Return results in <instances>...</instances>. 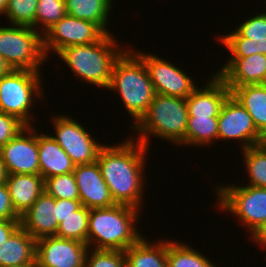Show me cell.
I'll return each instance as SVG.
<instances>
[{"mask_svg":"<svg viewBox=\"0 0 266 267\" xmlns=\"http://www.w3.org/2000/svg\"><path fill=\"white\" fill-rule=\"evenodd\" d=\"M7 177H8V172H7V169L3 163L1 153H0V185L6 184Z\"/></svg>","mask_w":266,"mask_h":267,"instance_id":"obj_40","label":"cell"},{"mask_svg":"<svg viewBox=\"0 0 266 267\" xmlns=\"http://www.w3.org/2000/svg\"><path fill=\"white\" fill-rule=\"evenodd\" d=\"M0 220H20L12 206L6 184L0 185Z\"/></svg>","mask_w":266,"mask_h":267,"instance_id":"obj_35","label":"cell"},{"mask_svg":"<svg viewBox=\"0 0 266 267\" xmlns=\"http://www.w3.org/2000/svg\"><path fill=\"white\" fill-rule=\"evenodd\" d=\"M108 89L120 94L134 125L146 113L156 94L144 61L130 48L115 61Z\"/></svg>","mask_w":266,"mask_h":267,"instance_id":"obj_4","label":"cell"},{"mask_svg":"<svg viewBox=\"0 0 266 267\" xmlns=\"http://www.w3.org/2000/svg\"><path fill=\"white\" fill-rule=\"evenodd\" d=\"M19 227L20 220H0V244L6 241Z\"/></svg>","mask_w":266,"mask_h":267,"instance_id":"obj_37","label":"cell"},{"mask_svg":"<svg viewBox=\"0 0 266 267\" xmlns=\"http://www.w3.org/2000/svg\"><path fill=\"white\" fill-rule=\"evenodd\" d=\"M89 247L72 239L46 236L36 240L35 267H85Z\"/></svg>","mask_w":266,"mask_h":267,"instance_id":"obj_13","label":"cell"},{"mask_svg":"<svg viewBox=\"0 0 266 267\" xmlns=\"http://www.w3.org/2000/svg\"><path fill=\"white\" fill-rule=\"evenodd\" d=\"M44 189L55 199L79 200L78 186L73 172L44 179Z\"/></svg>","mask_w":266,"mask_h":267,"instance_id":"obj_32","label":"cell"},{"mask_svg":"<svg viewBox=\"0 0 266 267\" xmlns=\"http://www.w3.org/2000/svg\"><path fill=\"white\" fill-rule=\"evenodd\" d=\"M6 186L15 212L23 215L45 191L40 174H8Z\"/></svg>","mask_w":266,"mask_h":267,"instance_id":"obj_22","label":"cell"},{"mask_svg":"<svg viewBox=\"0 0 266 267\" xmlns=\"http://www.w3.org/2000/svg\"><path fill=\"white\" fill-rule=\"evenodd\" d=\"M259 246L266 249V223L251 237Z\"/></svg>","mask_w":266,"mask_h":267,"instance_id":"obj_38","label":"cell"},{"mask_svg":"<svg viewBox=\"0 0 266 267\" xmlns=\"http://www.w3.org/2000/svg\"><path fill=\"white\" fill-rule=\"evenodd\" d=\"M123 46L108 33L92 44L65 47L56 56L61 57L79 80L107 89L114 63L126 50Z\"/></svg>","mask_w":266,"mask_h":267,"instance_id":"obj_3","label":"cell"},{"mask_svg":"<svg viewBox=\"0 0 266 267\" xmlns=\"http://www.w3.org/2000/svg\"><path fill=\"white\" fill-rule=\"evenodd\" d=\"M90 209L83 205L59 223L56 237L77 240L87 244Z\"/></svg>","mask_w":266,"mask_h":267,"instance_id":"obj_29","label":"cell"},{"mask_svg":"<svg viewBox=\"0 0 266 267\" xmlns=\"http://www.w3.org/2000/svg\"><path fill=\"white\" fill-rule=\"evenodd\" d=\"M66 14L65 0H38L36 31L39 29L38 32L43 35Z\"/></svg>","mask_w":266,"mask_h":267,"instance_id":"obj_31","label":"cell"},{"mask_svg":"<svg viewBox=\"0 0 266 267\" xmlns=\"http://www.w3.org/2000/svg\"><path fill=\"white\" fill-rule=\"evenodd\" d=\"M215 192L218 195L215 206L234 214L242 227L248 228L249 239L266 223V188L218 183Z\"/></svg>","mask_w":266,"mask_h":267,"instance_id":"obj_7","label":"cell"},{"mask_svg":"<svg viewBox=\"0 0 266 267\" xmlns=\"http://www.w3.org/2000/svg\"><path fill=\"white\" fill-rule=\"evenodd\" d=\"M216 74L230 90L244 85L264 84L266 55L258 53L248 57H230Z\"/></svg>","mask_w":266,"mask_h":267,"instance_id":"obj_17","label":"cell"},{"mask_svg":"<svg viewBox=\"0 0 266 267\" xmlns=\"http://www.w3.org/2000/svg\"><path fill=\"white\" fill-rule=\"evenodd\" d=\"M136 207L115 204L107 208L90 209L87 245L95 250L125 251L134 245L142 234L136 227L140 220ZM138 230V231H137Z\"/></svg>","mask_w":266,"mask_h":267,"instance_id":"obj_2","label":"cell"},{"mask_svg":"<svg viewBox=\"0 0 266 267\" xmlns=\"http://www.w3.org/2000/svg\"><path fill=\"white\" fill-rule=\"evenodd\" d=\"M55 216V198L44 191L20 216V226L36 240L46 236H55L59 226Z\"/></svg>","mask_w":266,"mask_h":267,"instance_id":"obj_19","label":"cell"},{"mask_svg":"<svg viewBox=\"0 0 266 267\" xmlns=\"http://www.w3.org/2000/svg\"><path fill=\"white\" fill-rule=\"evenodd\" d=\"M129 138V139H128ZM117 145L104 144L98 152L97 163L112 199L141 209L145 186V160L148 148L138 140L128 137ZM144 181V182H143Z\"/></svg>","mask_w":266,"mask_h":267,"instance_id":"obj_1","label":"cell"},{"mask_svg":"<svg viewBox=\"0 0 266 267\" xmlns=\"http://www.w3.org/2000/svg\"><path fill=\"white\" fill-rule=\"evenodd\" d=\"M12 26L0 27V55L15 70L40 72V67L48 61L41 33L29 26Z\"/></svg>","mask_w":266,"mask_h":267,"instance_id":"obj_8","label":"cell"},{"mask_svg":"<svg viewBox=\"0 0 266 267\" xmlns=\"http://www.w3.org/2000/svg\"><path fill=\"white\" fill-rule=\"evenodd\" d=\"M187 243L167 238L168 267H216L213 261Z\"/></svg>","mask_w":266,"mask_h":267,"instance_id":"obj_26","label":"cell"},{"mask_svg":"<svg viewBox=\"0 0 266 267\" xmlns=\"http://www.w3.org/2000/svg\"><path fill=\"white\" fill-rule=\"evenodd\" d=\"M230 91L251 115L255 127L266 140V85H244L234 87Z\"/></svg>","mask_w":266,"mask_h":267,"instance_id":"obj_23","label":"cell"},{"mask_svg":"<svg viewBox=\"0 0 266 267\" xmlns=\"http://www.w3.org/2000/svg\"><path fill=\"white\" fill-rule=\"evenodd\" d=\"M40 76L42 77L41 73L37 71L15 69L10 74L2 76L0 112L15 116L26 126H34L30 110H33L35 99L41 100L45 95Z\"/></svg>","mask_w":266,"mask_h":267,"instance_id":"obj_6","label":"cell"},{"mask_svg":"<svg viewBox=\"0 0 266 267\" xmlns=\"http://www.w3.org/2000/svg\"><path fill=\"white\" fill-rule=\"evenodd\" d=\"M105 34L97 24L66 14L42 35L43 50L48 60L51 52L58 54L65 47L92 44Z\"/></svg>","mask_w":266,"mask_h":267,"instance_id":"obj_10","label":"cell"},{"mask_svg":"<svg viewBox=\"0 0 266 267\" xmlns=\"http://www.w3.org/2000/svg\"><path fill=\"white\" fill-rule=\"evenodd\" d=\"M34 127L26 126L0 149L8 174H40L37 129Z\"/></svg>","mask_w":266,"mask_h":267,"instance_id":"obj_14","label":"cell"},{"mask_svg":"<svg viewBox=\"0 0 266 267\" xmlns=\"http://www.w3.org/2000/svg\"><path fill=\"white\" fill-rule=\"evenodd\" d=\"M54 125V135L51 137L67 153L75 165L91 164L96 162L98 152L104 143L98 142L90 135L78 120L71 116L56 115L51 118ZM86 129V130H85Z\"/></svg>","mask_w":266,"mask_h":267,"instance_id":"obj_9","label":"cell"},{"mask_svg":"<svg viewBox=\"0 0 266 267\" xmlns=\"http://www.w3.org/2000/svg\"><path fill=\"white\" fill-rule=\"evenodd\" d=\"M249 183L247 185L266 188V142L243 149Z\"/></svg>","mask_w":266,"mask_h":267,"instance_id":"obj_28","label":"cell"},{"mask_svg":"<svg viewBox=\"0 0 266 267\" xmlns=\"http://www.w3.org/2000/svg\"><path fill=\"white\" fill-rule=\"evenodd\" d=\"M36 239L21 226L0 244V267H35Z\"/></svg>","mask_w":266,"mask_h":267,"instance_id":"obj_20","label":"cell"},{"mask_svg":"<svg viewBox=\"0 0 266 267\" xmlns=\"http://www.w3.org/2000/svg\"><path fill=\"white\" fill-rule=\"evenodd\" d=\"M112 3V0H65L67 14L97 24L106 34H111L106 26L113 11Z\"/></svg>","mask_w":266,"mask_h":267,"instance_id":"obj_25","label":"cell"},{"mask_svg":"<svg viewBox=\"0 0 266 267\" xmlns=\"http://www.w3.org/2000/svg\"><path fill=\"white\" fill-rule=\"evenodd\" d=\"M89 251L86 254L85 267H127L124 251L90 248Z\"/></svg>","mask_w":266,"mask_h":267,"instance_id":"obj_33","label":"cell"},{"mask_svg":"<svg viewBox=\"0 0 266 267\" xmlns=\"http://www.w3.org/2000/svg\"><path fill=\"white\" fill-rule=\"evenodd\" d=\"M82 206L80 200L55 199L56 219L58 224Z\"/></svg>","mask_w":266,"mask_h":267,"instance_id":"obj_36","label":"cell"},{"mask_svg":"<svg viewBox=\"0 0 266 267\" xmlns=\"http://www.w3.org/2000/svg\"><path fill=\"white\" fill-rule=\"evenodd\" d=\"M124 254L127 267H168L166 239L152 243L142 236Z\"/></svg>","mask_w":266,"mask_h":267,"instance_id":"obj_24","label":"cell"},{"mask_svg":"<svg viewBox=\"0 0 266 267\" xmlns=\"http://www.w3.org/2000/svg\"><path fill=\"white\" fill-rule=\"evenodd\" d=\"M218 139L237 140L241 150L266 142L251 115L232 95L226 99L218 115Z\"/></svg>","mask_w":266,"mask_h":267,"instance_id":"obj_12","label":"cell"},{"mask_svg":"<svg viewBox=\"0 0 266 267\" xmlns=\"http://www.w3.org/2000/svg\"><path fill=\"white\" fill-rule=\"evenodd\" d=\"M14 69L7 62V60L0 55V78L10 74Z\"/></svg>","mask_w":266,"mask_h":267,"instance_id":"obj_39","label":"cell"},{"mask_svg":"<svg viewBox=\"0 0 266 267\" xmlns=\"http://www.w3.org/2000/svg\"><path fill=\"white\" fill-rule=\"evenodd\" d=\"M37 143L40 175L43 179L74 171L75 164L50 134L37 131Z\"/></svg>","mask_w":266,"mask_h":267,"instance_id":"obj_21","label":"cell"},{"mask_svg":"<svg viewBox=\"0 0 266 267\" xmlns=\"http://www.w3.org/2000/svg\"><path fill=\"white\" fill-rule=\"evenodd\" d=\"M9 0H0V14L4 15L7 5H8Z\"/></svg>","mask_w":266,"mask_h":267,"instance_id":"obj_41","label":"cell"},{"mask_svg":"<svg viewBox=\"0 0 266 267\" xmlns=\"http://www.w3.org/2000/svg\"><path fill=\"white\" fill-rule=\"evenodd\" d=\"M25 127L15 116L0 112V149Z\"/></svg>","mask_w":266,"mask_h":267,"instance_id":"obj_34","label":"cell"},{"mask_svg":"<svg viewBox=\"0 0 266 267\" xmlns=\"http://www.w3.org/2000/svg\"><path fill=\"white\" fill-rule=\"evenodd\" d=\"M188 117L186 99L155 94L146 113L135 125L129 127L139 135L134 139L148 149L151 136L181 146L186 136Z\"/></svg>","mask_w":266,"mask_h":267,"instance_id":"obj_5","label":"cell"},{"mask_svg":"<svg viewBox=\"0 0 266 267\" xmlns=\"http://www.w3.org/2000/svg\"><path fill=\"white\" fill-rule=\"evenodd\" d=\"M214 140L218 141V117H188L186 136L181 145L207 147Z\"/></svg>","mask_w":266,"mask_h":267,"instance_id":"obj_27","label":"cell"},{"mask_svg":"<svg viewBox=\"0 0 266 267\" xmlns=\"http://www.w3.org/2000/svg\"><path fill=\"white\" fill-rule=\"evenodd\" d=\"M81 204L87 209L107 208L116 203L111 197L109 187L102 177L99 164L75 165L73 171Z\"/></svg>","mask_w":266,"mask_h":267,"instance_id":"obj_16","label":"cell"},{"mask_svg":"<svg viewBox=\"0 0 266 267\" xmlns=\"http://www.w3.org/2000/svg\"><path fill=\"white\" fill-rule=\"evenodd\" d=\"M206 86L196 88L186 98L188 115L194 117H218L226 99L231 95L225 82L214 73Z\"/></svg>","mask_w":266,"mask_h":267,"instance_id":"obj_18","label":"cell"},{"mask_svg":"<svg viewBox=\"0 0 266 267\" xmlns=\"http://www.w3.org/2000/svg\"><path fill=\"white\" fill-rule=\"evenodd\" d=\"M38 0H9L4 15L10 25L29 26L36 30Z\"/></svg>","mask_w":266,"mask_h":267,"instance_id":"obj_30","label":"cell"},{"mask_svg":"<svg viewBox=\"0 0 266 267\" xmlns=\"http://www.w3.org/2000/svg\"><path fill=\"white\" fill-rule=\"evenodd\" d=\"M238 25L234 31L219 38V43L229 50V57H248L258 53L266 55V11Z\"/></svg>","mask_w":266,"mask_h":267,"instance_id":"obj_15","label":"cell"},{"mask_svg":"<svg viewBox=\"0 0 266 267\" xmlns=\"http://www.w3.org/2000/svg\"><path fill=\"white\" fill-rule=\"evenodd\" d=\"M133 51L144 61L156 94L186 99L197 88L194 80L179 67L151 53Z\"/></svg>","mask_w":266,"mask_h":267,"instance_id":"obj_11","label":"cell"}]
</instances>
